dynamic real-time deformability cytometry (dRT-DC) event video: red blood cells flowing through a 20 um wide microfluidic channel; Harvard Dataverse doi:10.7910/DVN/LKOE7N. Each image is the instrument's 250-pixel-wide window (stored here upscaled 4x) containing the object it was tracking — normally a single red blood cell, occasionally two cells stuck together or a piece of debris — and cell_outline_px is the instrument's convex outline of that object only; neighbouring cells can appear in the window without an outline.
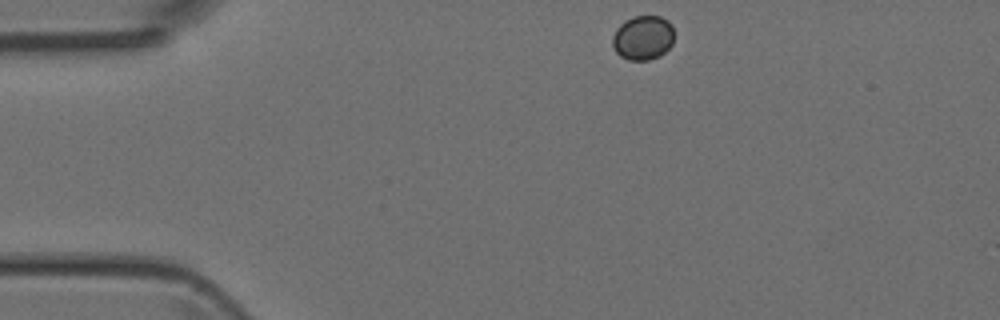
{"species": "Egyptian fruit bat (a non-hibernating species)", "species_latin": "Rousettus aegyptiacus", "temperature_condition": "room temperature", "stored_images_in_passage": 39, "camera_frame_rate_fps": 3000, "um_per_image_px": 0.085, "animal": {"sex": "female"}, "frame": {"image": 1, "passage_image": 1, "time_ms": 0.0, "image_size_px": [1000, 320], "cell_outline_px": [[672, 44], [660, 56], [648, 60], [628, 60], [620, 56], [616, 52], [612, 44], [612, 36], [616, 28], [624, 20], [632, 16], [660, 16], [668, 20], [672, 24]], "centroid_in_image_um": [54.62, 3.2], "position_along_channel_um": 30.4, "area_um2": 16.07}}
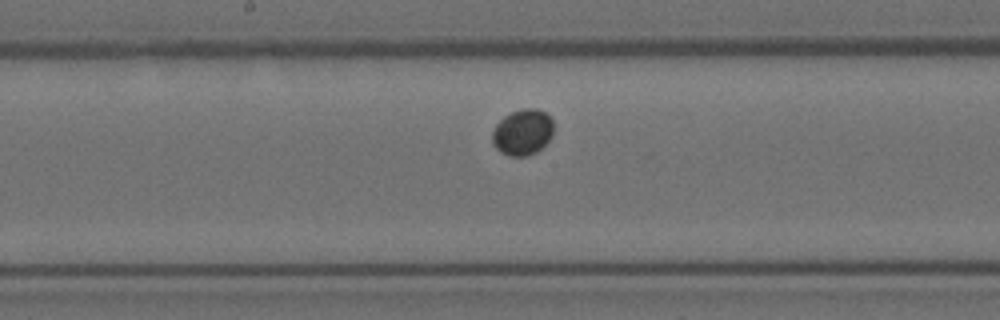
{"frame": {"image": 2, "passage_image": 17, "time_ms": 5.333, "image_size_px": [1000, 320], "cell_outline_px": [[552, 136], [536, 152], [528, 156], [508, 156], [500, 152], [492, 144], [492, 132], [496, 124], [504, 116], [512, 112], [524, 108], [536, 108], [544, 112], [552, 120]], "centroid_in_image_um": [44.39, 11.25], "position_along_channel_um": 203.8, "area_um2": 16.36}}
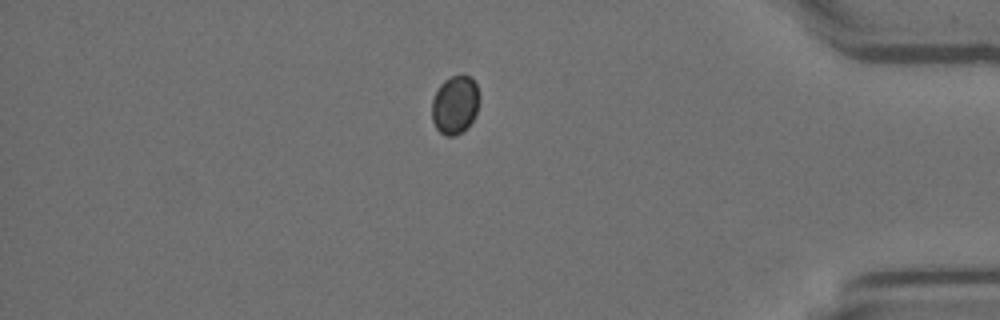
{"frame": {"image": 3, "passage_image": 33, "time_ms": 10.667, "image_size_px": [1000, 320], "cell_outline_px": [[480, 96], [476, 112], [472, 120], [456, 136], [444, 136], [436, 128], [432, 120], [432, 100], [440, 84], [444, 80], [452, 76], [472, 76], [476, 84]], "centroid_in_image_um": [38.67, 8.9], "position_along_channel_um": 396.5, "area_um2": 16.07}}